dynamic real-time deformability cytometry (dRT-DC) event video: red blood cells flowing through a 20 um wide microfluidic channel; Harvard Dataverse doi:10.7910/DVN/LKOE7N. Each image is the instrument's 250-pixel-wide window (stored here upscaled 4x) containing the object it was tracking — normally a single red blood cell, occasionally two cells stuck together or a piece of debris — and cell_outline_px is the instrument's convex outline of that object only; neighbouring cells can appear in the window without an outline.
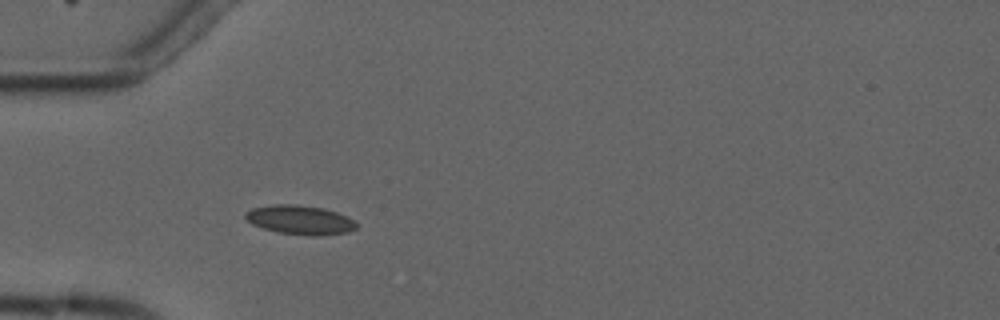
{"species": "common noctule bat (a hibernating species)", "species_latin": "Nyctalus noctula", "temperature_condition": "cold", "stored_images_in_passage": 3, "camera_frame_rate_fps": 3000, "um_per_image_px": 0.085, "animal": {"sex": "male", "forearm_length_mm": 52.5}, "frame": {"image": 1, "passage_image": 2, "time_ms": 1.333, "image_size_px": [1000, 320], "cell_outline_px": [[356, 228], [348, 232], [320, 236], [308, 236], [280, 232], [264, 228], [252, 224], [244, 216], [244, 212], [252, 208], [272, 204], [296, 204], [324, 208], [336, 212], [352, 220], [356, 224]], "centroid_in_image_um": [25.47, 18.68], "position_along_channel_um": 59.5, "area_um2": 18.79}}
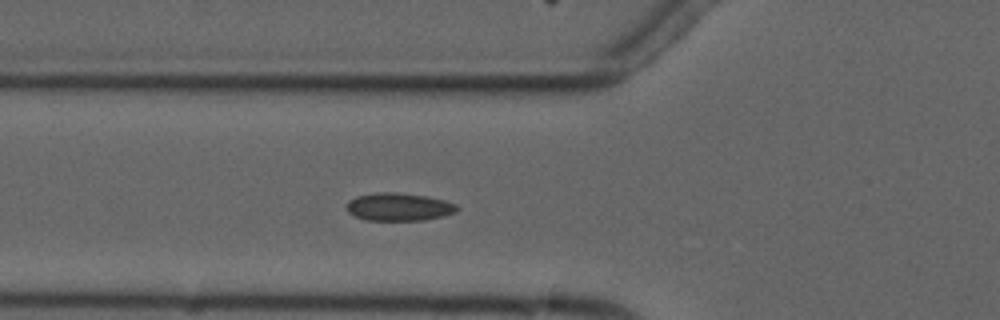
{"frame": {"image": 2, "passage_image": 3, "time_ms": 2.333, "image_size_px": [1000, 320], "cell_outline_px": [[460, 208], [456, 212], [444, 216], [424, 220], [364, 220], [352, 216], [348, 212], [348, 200], [356, 196], [376, 192], [396, 192], [424, 196], [444, 200], [456, 204]], "centroid_in_image_um": [33.89, 17.59], "position_along_channel_um": 91.9, "area_um2": 18.03}}